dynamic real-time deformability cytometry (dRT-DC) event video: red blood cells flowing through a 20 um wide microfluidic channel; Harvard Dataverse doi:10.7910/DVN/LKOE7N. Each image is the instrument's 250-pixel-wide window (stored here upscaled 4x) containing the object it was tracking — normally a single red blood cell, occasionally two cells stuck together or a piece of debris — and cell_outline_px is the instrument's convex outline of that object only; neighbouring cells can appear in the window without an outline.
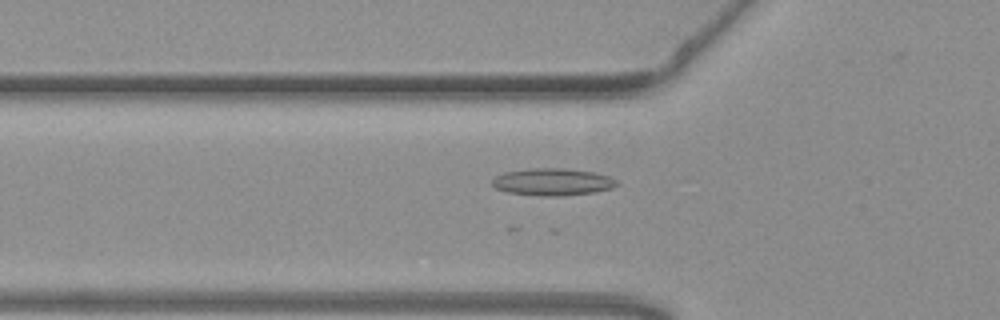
{"species": "common noctule bat (a hibernating species)", "species_latin": "Nyctalus noctula", "temperature_condition": "warm", "stored_images_in_passage": 34, "camera_frame_rate_fps": 3000, "um_per_image_px": 0.085, "animal": {"sex": "female", "body_mass_g": 19.3, "forearm_length_mm": 54.1}, "frame": {"image": 1, "passage_image": 6, "time_ms": 1.667, "image_size_px": [1000, 320], "cell_outline_px": [[620, 184], [612, 188], [592, 192], [564, 196], [540, 196], [508, 192], [496, 188], [492, 184], [492, 180], [496, 176], [504, 172], [528, 168], [564, 168], [596, 172], [620, 180]], "centroid_in_image_um": [47.01, 15.45], "position_along_channel_um": 78.8, "area_um2": 19.94}}
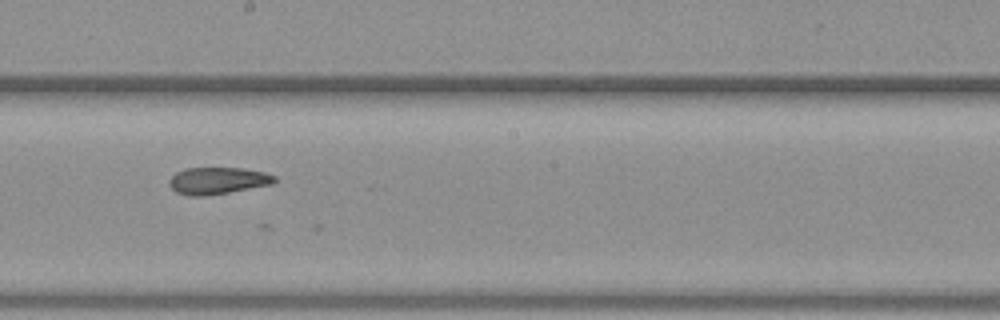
{"frame": {"image": 2, "passage_image": 18, "time_ms": 5.667, "image_size_px": [1000, 320], "cell_outline_px": [[276, 180], [272, 184], [228, 192], [200, 196], [188, 196], [176, 192], [168, 184], [168, 180], [176, 172], [184, 168], [244, 168], [264, 172], [276, 176]], "centroid_in_image_um": [18.47, 15.35], "position_along_channel_um": 229.7, "area_um2": 16.47}}
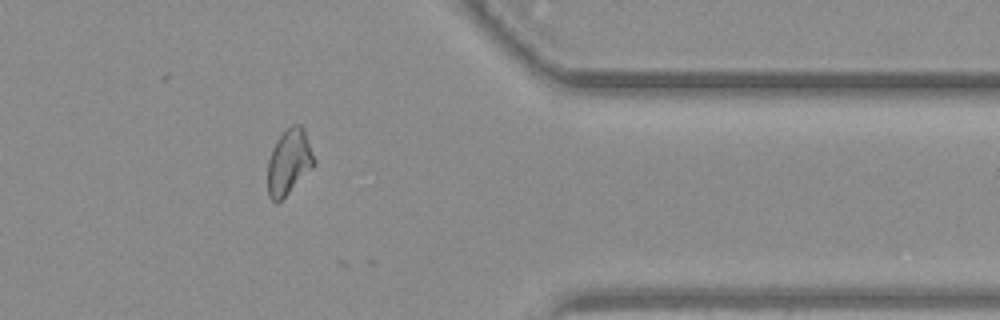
{"frame": {"image": 3, "passage_image": 32, "time_ms": 10.333, "image_size_px": [1000, 320], "cell_outline_px": [[316, 164], [276, 204], [268, 196], [268, 160], [272, 148], [276, 140], [284, 128], [292, 124], [300, 124], [304, 128], [316, 160]], "centroid_in_image_um": [24.56, 13.71], "position_along_channel_um": 386.8, "area_um2": 17.8}}